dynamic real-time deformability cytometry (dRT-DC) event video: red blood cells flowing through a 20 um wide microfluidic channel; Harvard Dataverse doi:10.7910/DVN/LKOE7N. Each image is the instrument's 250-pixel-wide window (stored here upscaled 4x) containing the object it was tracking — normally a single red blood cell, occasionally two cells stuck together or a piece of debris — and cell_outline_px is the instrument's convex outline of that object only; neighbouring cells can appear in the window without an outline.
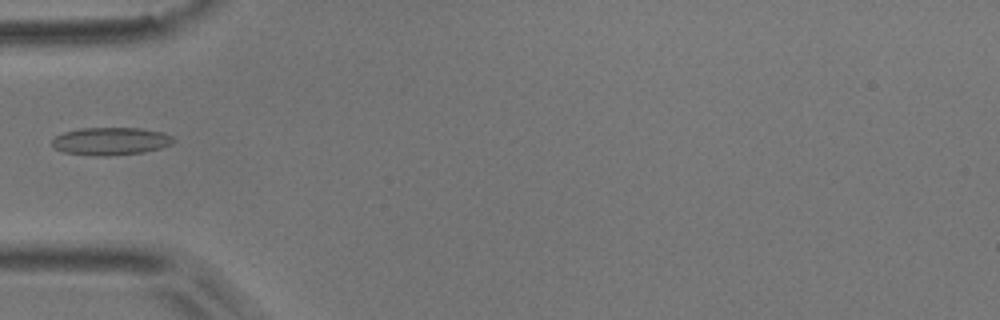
{"species": "common noctule bat (a hibernating species)", "species_latin": "Nyctalus noctula", "temperature_condition": "room temperature", "stored_images_in_passage": 6, "camera_frame_rate_fps": 3000, "um_per_image_px": 0.085, "animal": {"sex": "male", "body_mass_g": 17.9}, "frame": {"image": 1, "passage_image": 5, "time_ms": 1.333, "image_size_px": [1000, 320], "cell_outline_px": [[176, 140], [172, 144], [160, 148], [144, 152], [108, 156], [92, 156], [64, 152], [56, 148], [52, 144], [52, 140], [56, 136], [64, 132], [80, 128], [140, 128], [164, 132], [172, 136]], "centroid_in_image_um": [9.44, 12.0], "position_along_channel_um": 75.6, "area_um2": 19.71}}
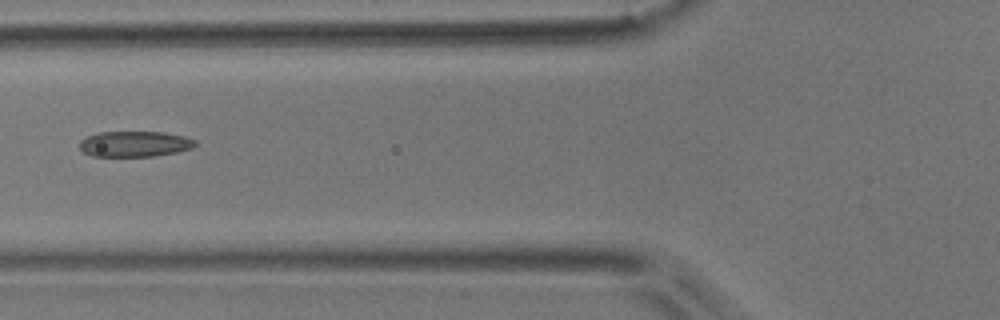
{"frame": {"image": 2, "passage_image": 6, "time_ms": 1.667, "image_size_px": [1000, 320], "cell_outline_px": [[196, 144], [192, 148], [176, 152], [152, 156], [92, 156], [80, 152], [80, 140], [88, 136], [100, 132], [164, 132], [184, 136], [196, 140]], "centroid_in_image_um": [11.43, 12.23], "position_along_channel_um": 114.4, "area_um2": 17.28}}